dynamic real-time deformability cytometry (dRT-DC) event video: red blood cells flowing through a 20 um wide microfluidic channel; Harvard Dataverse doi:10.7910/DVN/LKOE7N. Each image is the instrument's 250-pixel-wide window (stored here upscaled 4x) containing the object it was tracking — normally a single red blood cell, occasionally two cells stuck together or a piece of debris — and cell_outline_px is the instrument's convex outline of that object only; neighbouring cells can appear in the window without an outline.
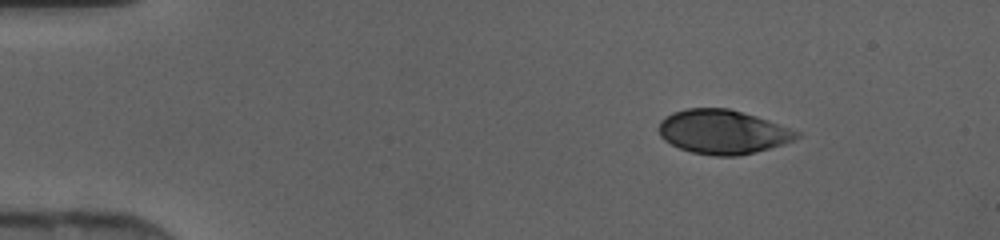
{"species": "human", "species_latin": "Homo sapiens", "temperature_condition": "cold", "stored_images_in_passage": 45, "camera_frame_rate_fps": 3000, "um_per_image_px": 0.085, "donor": {"sex": "female"}, "frame": {"image": 1, "passage_image": 6, "time_ms": 1.667, "image_size_px": [1000, 240], "cell_outline_px": [[800, 136], [796, 140], [784, 144], [756, 152], [736, 156], [716, 156], [692, 152], [680, 148], [664, 140], [660, 136], [660, 120], [672, 112], [688, 108], [728, 108], [756, 116], [800, 132]], "centroid_in_image_um": [61.45, 11.21], "position_along_channel_um": 23.6, "area_um2": 35.32}}
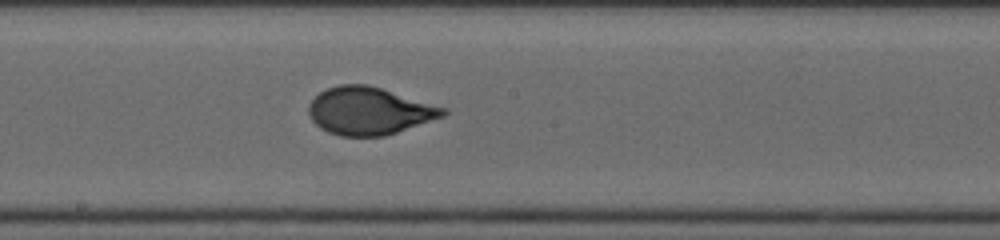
{"frame": {"image": 2, "passage_image": 25, "time_ms": 8.0, "image_size_px": [1000, 240], "cell_outline_px": [[448, 112], [444, 116], [384, 136], [340, 136], [328, 132], [320, 128], [312, 120], [308, 112], [308, 104], [320, 92], [328, 88], [340, 84], [368, 84], [448, 108]], "centroid_in_image_um": [31.38, 9.42], "position_along_channel_um": 216.8, "area_um2": 37.17}}
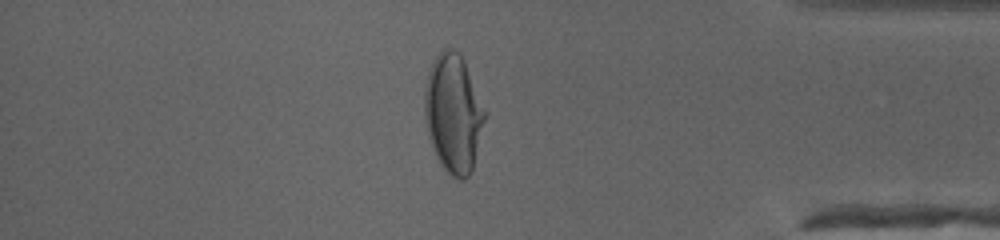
{"frame": {"image": 3, "passage_image": 39, "time_ms": 12.667, "image_size_px": [1000, 240], "cell_outline_px": [[484, 120], [472, 168], [468, 176], [464, 180], [460, 180], [452, 176], [440, 164], [432, 148], [428, 136], [424, 116], [424, 88], [428, 72], [436, 56], [444, 48], [452, 48], [464, 60], [484, 112]], "centroid_in_image_um": [38.48, 9.65], "position_along_channel_um": 396.7, "area_um2": 40.69}}